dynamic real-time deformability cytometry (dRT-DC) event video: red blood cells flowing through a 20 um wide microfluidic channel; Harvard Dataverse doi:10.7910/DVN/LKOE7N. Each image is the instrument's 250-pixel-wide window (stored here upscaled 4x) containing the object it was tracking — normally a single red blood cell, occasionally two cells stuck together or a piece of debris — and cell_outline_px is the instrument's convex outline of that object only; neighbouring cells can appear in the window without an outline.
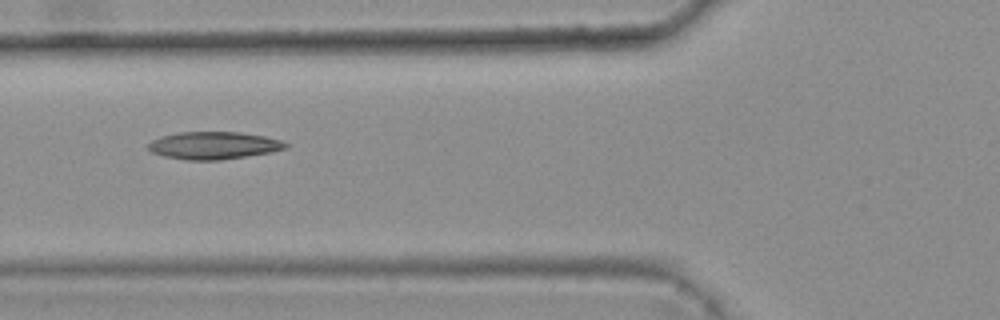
{"species": "common noctule bat (a hibernating species)", "species_latin": "Nyctalus noctula", "temperature_condition": "warm", "stored_images_in_passage": 7, "camera_frame_rate_fps": 3000, "um_per_image_px": 0.085, "animal": {"sex": "female", "body_mass_g": 25.1}, "frame": {"image": 1, "passage_image": 5, "time_ms": 1.333, "image_size_px": [1000, 320], "cell_outline_px": [[288, 148], [272, 152], [248, 156], [220, 160], [188, 160], [164, 156], [152, 152], [148, 148], [148, 144], [152, 140], [160, 136], [176, 132], [240, 132], [264, 136], [280, 140], [288, 144]], "centroid_in_image_um": [18.17, 12.36], "position_along_channel_um": 107.6, "area_um2": 22.08}}
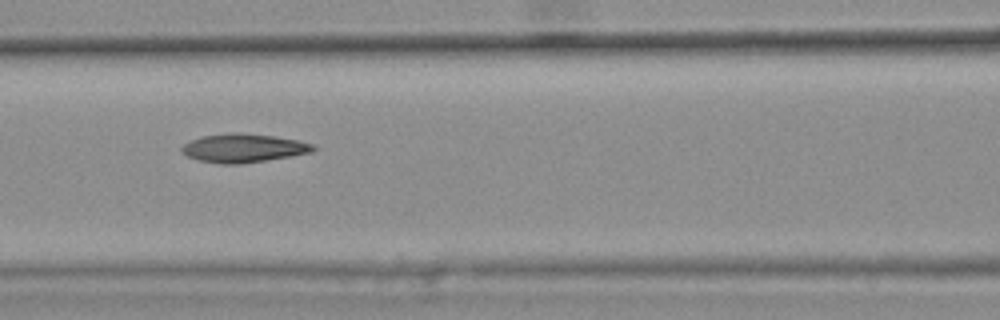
{"frame": {"image": 2, "passage_image": 6, "time_ms": 1.667, "image_size_px": [1000, 320], "cell_outline_px": [[316, 148], [312, 152], [292, 156], [240, 164], [220, 164], [200, 160], [188, 156], [180, 152], [180, 148], [184, 144], [200, 136], [232, 132], [236, 132], [276, 136], [296, 140], [312, 144]], "centroid_in_image_um": [20.67, 12.58], "position_along_channel_um": 145.9, "area_um2": 21.91}}